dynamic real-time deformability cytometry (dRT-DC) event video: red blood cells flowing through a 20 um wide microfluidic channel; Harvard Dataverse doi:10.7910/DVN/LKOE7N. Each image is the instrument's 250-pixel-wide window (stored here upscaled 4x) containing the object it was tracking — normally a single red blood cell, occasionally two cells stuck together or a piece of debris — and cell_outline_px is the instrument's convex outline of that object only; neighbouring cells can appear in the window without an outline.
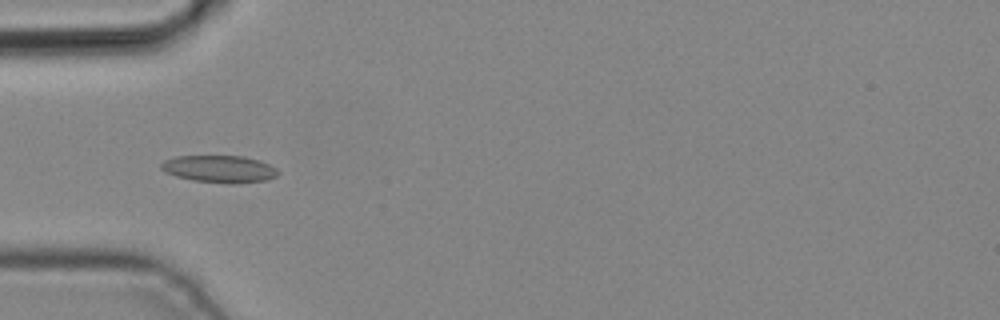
{"species": "common noctule bat (a hibernating species)", "species_latin": "Nyctalus noctula", "temperature_condition": "cold", "stored_images_in_passage": 5, "camera_frame_rate_fps": 3000, "um_per_image_px": 0.085, "animal": {"sex": "male", "body_mass_g": 19.2, "forearm_length_mm": 51.8}, "frame": {"image": 1, "passage_image": 4, "time_ms": 1.0, "image_size_px": [1000, 320], "cell_outline_px": [[280, 172], [276, 176], [268, 180], [236, 184], [232, 184], [192, 180], [176, 176], [164, 172], [160, 168], [160, 164], [164, 160], [176, 156], [244, 156], [260, 160], [276, 168]], "centroid_in_image_um": [18.66, 14.36], "position_along_channel_um": 66.3, "area_um2": 18.73}}
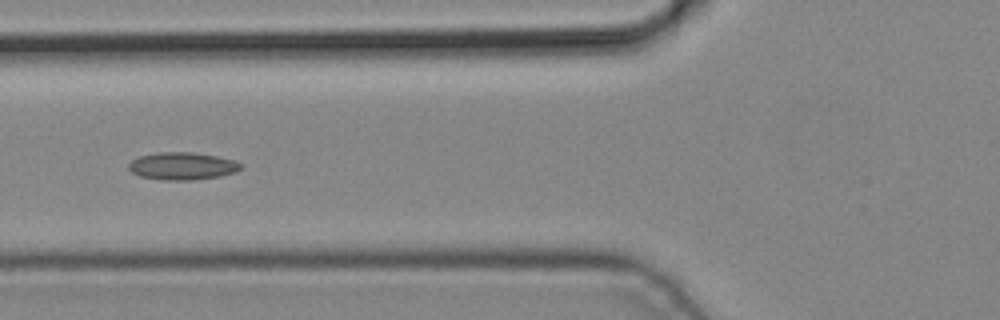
{"frame": {"image": 2, "passage_image": 5, "time_ms": 1.333, "image_size_px": [1000, 320], "cell_outline_px": [[244, 168], [236, 172], [220, 176], [192, 180], [160, 180], [140, 176], [132, 172], [128, 168], [128, 164], [132, 160], [140, 156], [156, 152], [192, 152], [216, 156], [232, 160], [244, 164]], "centroid_in_image_um": [15.51, 14.12], "position_along_channel_um": 110.3, "area_um2": 18.09}}